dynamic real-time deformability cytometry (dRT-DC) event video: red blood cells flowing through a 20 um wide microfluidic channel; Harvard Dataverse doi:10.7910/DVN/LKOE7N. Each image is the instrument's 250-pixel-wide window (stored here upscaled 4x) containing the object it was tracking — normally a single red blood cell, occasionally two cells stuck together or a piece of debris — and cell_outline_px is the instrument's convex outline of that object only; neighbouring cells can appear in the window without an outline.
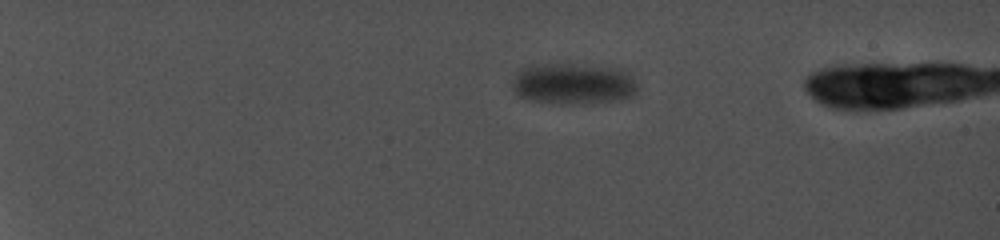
{"species": "common noctule bat (a hibernating species)", "species_latin": "Nyctalus noctula", "temperature_condition": "cold", "stored_images_in_passage": 48, "segment_of_instrument_passage": [1, 2], "camera_frame_rate_fps": 5000, "um_per_image_px": 0.085, "animal": {"sex": "female", "body_mass_g": 19.0, "forearm_length_mm": 56.7}, "frame": {"image": 1, "passage_image": 1, "time_ms": 0.0, "image_size_px": [1000, 240], "cell_outline_px": [[640, 88], [632, 96], [616, 100], [584, 104], [560, 104], [524, 100], [512, 88], [512, 80], [520, 68], [548, 64], [568, 64], [624, 68]], "centroid_in_image_um": [48.73, 7.13], "position_along_channel_um": 36.3, "area_um2": 30.35}}
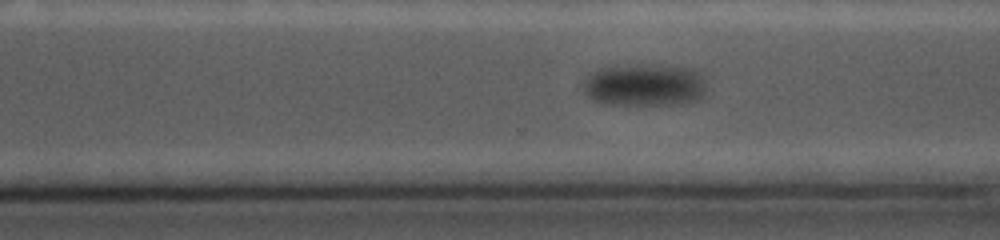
{"frame": {"image": 2, "passage_image": 36, "time_ms": 13.2, "image_size_px": [1000, 240], "cell_outline_px": [[704, 92], [700, 96], [692, 100], [672, 104], [608, 104], [592, 100], [584, 92], [584, 80], [588, 76], [600, 68], [636, 64], [640, 64], [692, 68], [700, 76], [704, 84]], "centroid_in_image_um": [54.72, 7.21], "position_along_channel_um": 315.9, "area_um2": 29.77}}
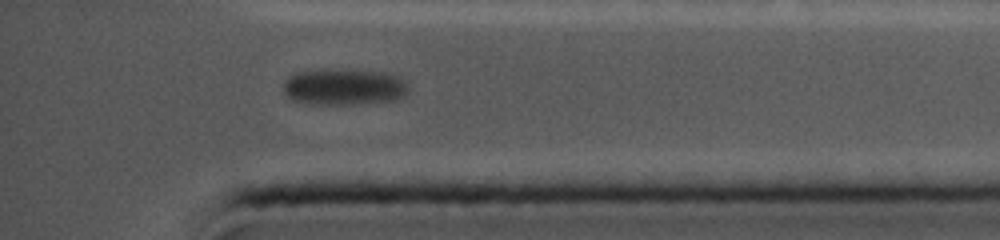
{"frame": {"image": 3, "passage_image": 44, "time_ms": 16.0, "image_size_px": [1000, 240], "cell_outline_px": [[408, 92], [396, 100], [332, 104], [320, 104], [296, 100], [288, 96], [284, 92], [284, 84], [288, 76], [296, 72], [320, 68], [384, 72], [396, 76], [408, 88]], "centroid_in_image_um": [29.19, 7.35], "position_along_channel_um": 406.0, "area_um2": 25.95}}